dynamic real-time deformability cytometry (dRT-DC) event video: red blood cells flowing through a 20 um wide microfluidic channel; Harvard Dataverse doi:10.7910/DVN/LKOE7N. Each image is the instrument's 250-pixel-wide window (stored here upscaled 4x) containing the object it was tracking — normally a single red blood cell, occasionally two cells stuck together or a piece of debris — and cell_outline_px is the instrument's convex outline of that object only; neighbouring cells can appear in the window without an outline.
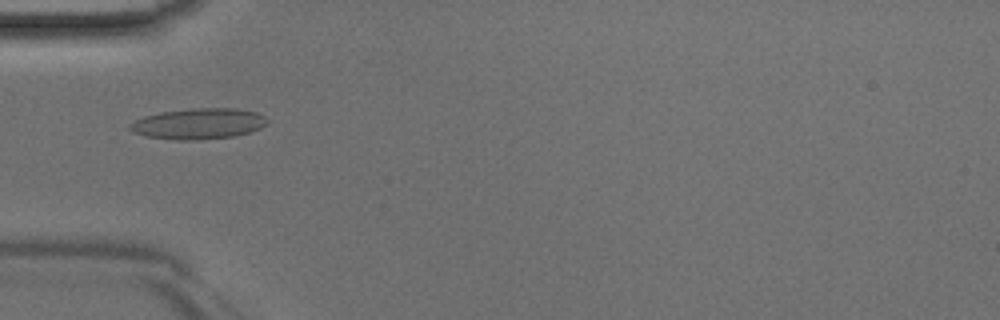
{"species": "Egyptian fruit bat (a non-hibernating species)", "species_latin": "Rousettus aegyptiacus", "temperature_condition": "room temperature", "stored_images_in_passage": 46, "camera_frame_rate_fps": 3000, "um_per_image_px": 0.085, "animal": {"sex": "male"}, "frame": {"image": 1, "passage_image": 15, "time_ms": 4.667, "image_size_px": [1000, 320], "cell_outline_px": [[268, 124], [260, 128], [248, 132], [232, 136], [196, 140], [176, 140], [144, 136], [132, 132], [128, 128], [128, 124], [132, 120], [144, 116], [160, 112], [192, 108], [236, 108], [256, 112], [264, 116], [268, 120]], "centroid_in_image_um": [16.82, 10.51], "position_along_channel_um": 68.2, "area_um2": 24.85}}
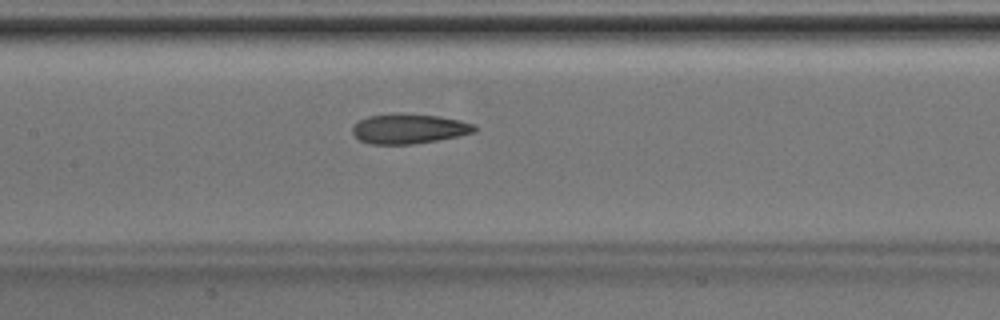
{"frame": {"image": 2, "passage_image": 22, "time_ms": 7.0, "image_size_px": [1000, 320], "cell_outline_px": [[476, 132], [460, 136], [412, 144], [372, 144], [360, 140], [352, 132], [352, 124], [356, 120], [368, 116], [392, 112], [400, 112], [440, 116], [460, 120], [476, 124]], "centroid_in_image_um": [34.75, 10.91], "position_along_channel_um": 172.7, "area_um2": 21.73}}
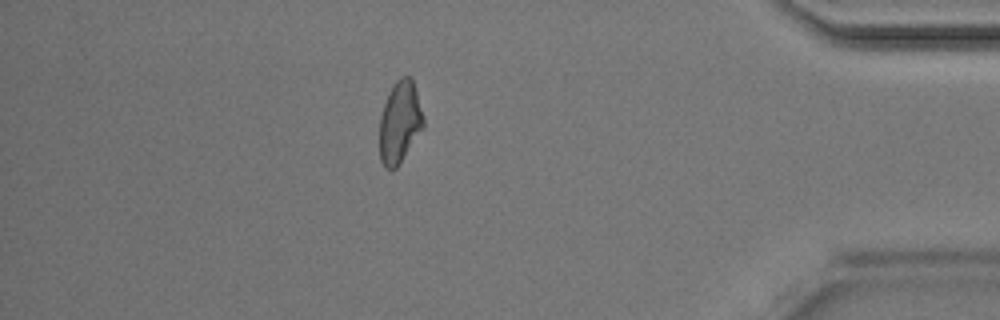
{"frame": {"image": 3, "passage_image": 40, "time_ms": 13.0, "image_size_px": [1000, 320], "cell_outline_px": [[424, 128], [396, 168], [384, 168], [380, 160], [380, 116], [384, 104], [396, 80], [400, 76], [408, 76], [412, 80], [424, 116]], "centroid_in_image_um": [33.99, 10.41], "position_along_channel_um": 401.2, "area_um2": 20.69}}